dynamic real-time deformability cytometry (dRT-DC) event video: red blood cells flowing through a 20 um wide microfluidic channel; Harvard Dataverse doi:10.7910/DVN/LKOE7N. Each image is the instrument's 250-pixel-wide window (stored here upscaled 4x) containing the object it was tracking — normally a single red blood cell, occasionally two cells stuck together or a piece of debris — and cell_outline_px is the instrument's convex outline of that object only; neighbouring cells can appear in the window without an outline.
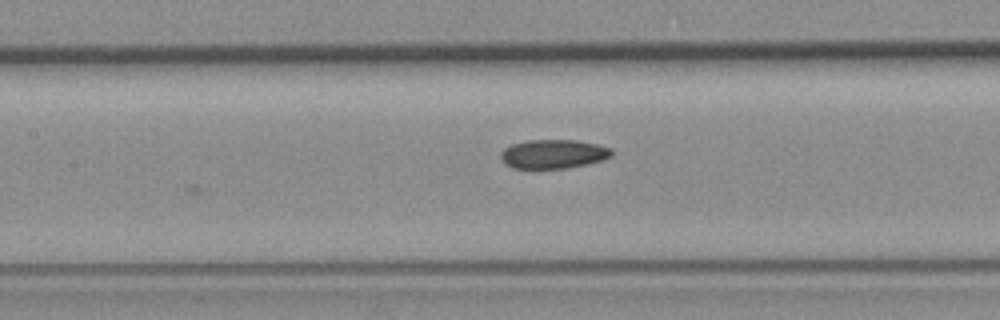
{"species": "common noctule bat (a hibernating species)", "species_latin": "Nyctalus noctula", "temperature_condition": "room temperature", "stored_images_in_passage": 14, "camera_frame_rate_fps": 3000, "um_per_image_px": 0.085, "animal": {"sex": "female", "body_mass_g": 19.3, "forearm_length_mm": 54.1}, "frame": {"image": 1, "passage_image": 14, "time_ms": 4.333, "image_size_px": [1000, 320], "cell_outline_px": [[612, 156], [604, 160], [568, 168], [512, 168], [504, 164], [500, 156], [500, 152], [504, 148], [512, 144], [528, 140], [572, 140], [596, 144], [612, 148]], "centroid_in_image_um": [47.02, 13.09], "position_along_channel_um": 160.4, "area_um2": 18.79}}